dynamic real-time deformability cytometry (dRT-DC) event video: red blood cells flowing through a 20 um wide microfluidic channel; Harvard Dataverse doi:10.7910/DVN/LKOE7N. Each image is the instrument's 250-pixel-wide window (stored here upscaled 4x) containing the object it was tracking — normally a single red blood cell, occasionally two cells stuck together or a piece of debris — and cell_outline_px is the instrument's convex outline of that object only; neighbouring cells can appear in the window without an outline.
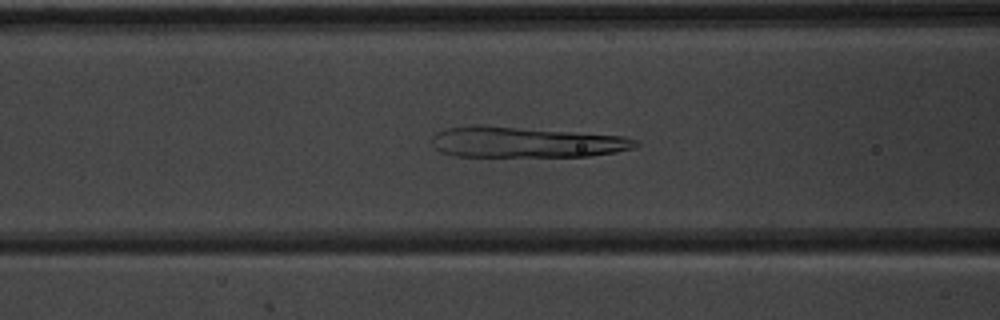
{"species": "common noctule bat (a hibernating species)", "species_latin": "Nyctalus noctula", "temperature_condition": "warm", "stored_images_in_passage": 46, "camera_frame_rate_fps": 3000, "um_per_image_px": 0.085, "animal": {"sex": "male", "body_mass_g": 20.1, "forearm_length_mm": 53.5}, "frame": {"image": 1, "passage_image": 15, "time_ms": 4.667, "image_size_px": [1000, 320], "cell_outline_px": [[640, 144], [632, 148], [616, 152], [588, 156], [456, 156], [440, 152], [432, 144], [432, 136], [436, 132], [448, 128], [476, 124], [624, 136], [640, 140]], "centroid_in_image_um": [44.69, 12.08], "position_along_channel_um": 121.9, "area_um2": 36.47}}
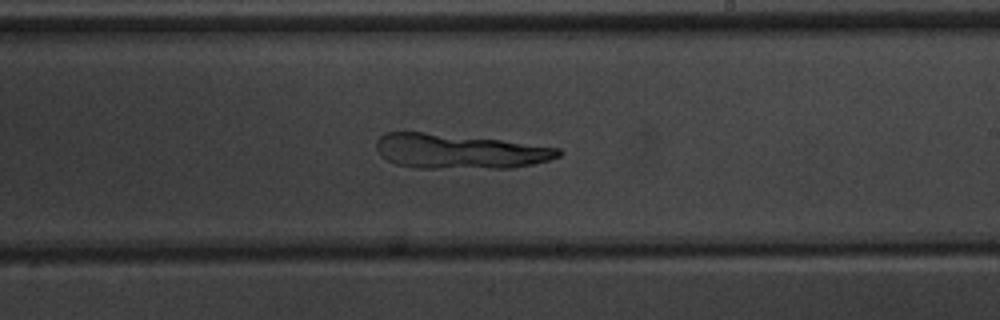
{"frame": {"image": 2, "passage_image": 25, "time_ms": 8.0, "image_size_px": [1000, 320], "cell_outline_px": [[564, 152], [560, 156], [548, 160], [532, 164], [512, 168], [416, 168], [396, 164], [380, 156], [376, 148], [376, 140], [384, 132], [424, 132], [500, 140], [560, 148]], "centroid_in_image_um": [39.02, 12.87], "position_along_channel_um": 250.0, "area_um2": 36.82}}
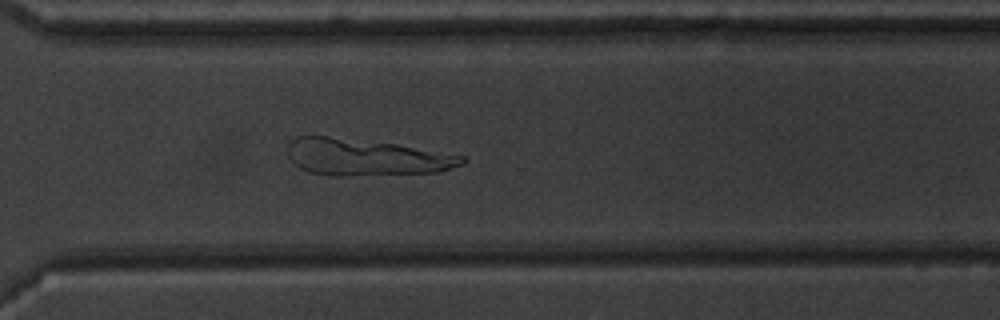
{"frame": {"image": 3, "passage_image": 32, "time_ms": 10.333, "image_size_px": [1000, 320], "cell_outline_px": [[468, 160], [464, 164], [440, 172], [348, 176], [332, 176], [312, 172], [300, 168], [288, 156], [288, 144], [296, 136], [328, 136], [396, 144], [464, 156]], "centroid_in_image_um": [31.12, 13.37], "position_along_channel_um": 339.5, "area_um2": 37.17}}